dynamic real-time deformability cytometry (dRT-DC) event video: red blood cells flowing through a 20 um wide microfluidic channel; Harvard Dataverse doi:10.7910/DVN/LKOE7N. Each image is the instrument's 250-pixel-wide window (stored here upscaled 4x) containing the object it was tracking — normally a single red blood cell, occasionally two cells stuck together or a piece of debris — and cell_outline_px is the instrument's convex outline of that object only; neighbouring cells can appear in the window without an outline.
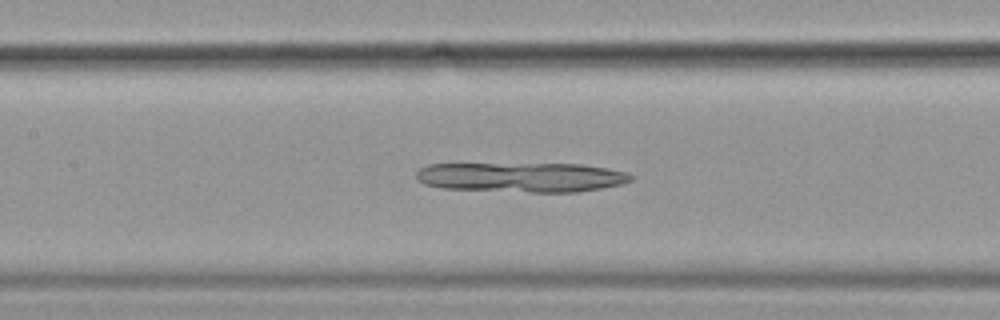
{"species": "common noctule bat (a hibernating species)", "species_latin": "Nyctalus noctula", "temperature_condition": "cold", "stored_images_in_passage": 53, "camera_frame_rate_fps": 3000, "um_per_image_px": 0.085, "animal": {"sex": "female", "body_mass_g": 19.9}, "frame": {"image": 1, "passage_image": 24, "time_ms": 7.667, "image_size_px": [1000, 320], "cell_outline_px": [[632, 180], [624, 184], [576, 192], [528, 192], [444, 188], [424, 184], [416, 180], [416, 172], [420, 168], [428, 164], [580, 164], [628, 172], [632, 176]], "centroid_in_image_um": [44.32, 15.06], "position_along_channel_um": 163.1, "area_um2": 37.11}}
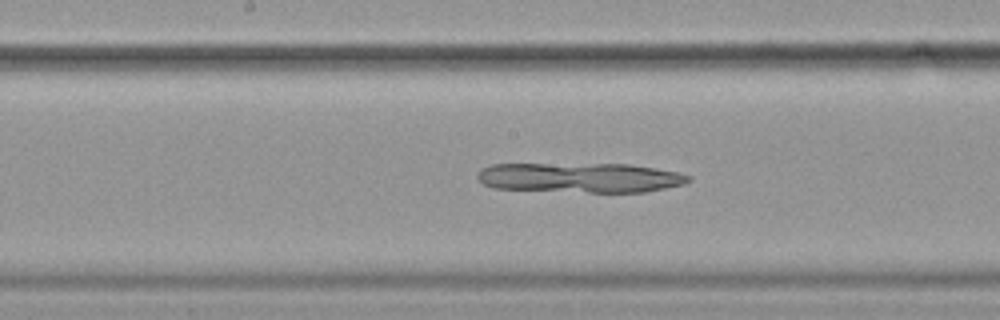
{"frame": {"image": 2, "passage_image": 27, "time_ms": 8.667, "image_size_px": [1000, 320], "cell_outline_px": [[692, 180], [684, 184], [644, 192], [588, 192], [496, 188], [484, 184], [476, 176], [476, 172], [480, 168], [492, 164], [628, 164], [680, 172], [692, 176]], "centroid_in_image_um": [49.33, 15.09], "position_along_channel_um": 198.9, "area_um2": 36.7}}